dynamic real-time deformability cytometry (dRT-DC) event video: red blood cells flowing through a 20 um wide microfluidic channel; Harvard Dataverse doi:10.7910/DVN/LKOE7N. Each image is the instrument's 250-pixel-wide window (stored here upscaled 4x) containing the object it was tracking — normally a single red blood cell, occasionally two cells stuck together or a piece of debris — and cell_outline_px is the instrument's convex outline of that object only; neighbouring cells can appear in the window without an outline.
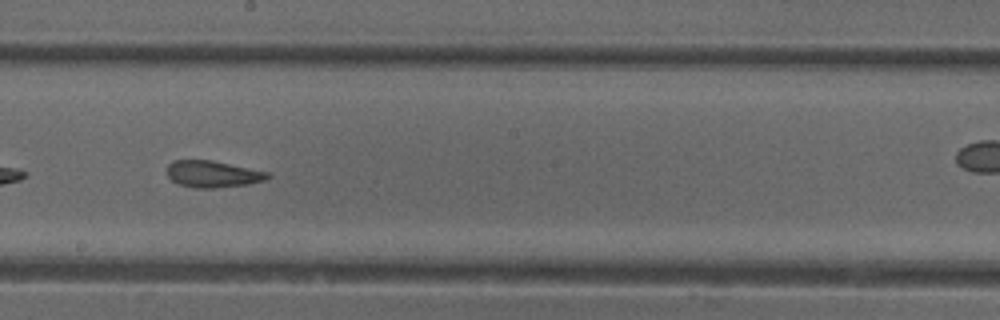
{"species": "common noctule bat (a hibernating species)", "species_latin": "Nyctalus noctula", "temperature_condition": "cold", "stored_images_in_passage": 35, "camera_frame_rate_fps": 3000, "um_per_image_px": 0.085, "animal": {"sex": "female"}, "frame": {"image": 1, "passage_image": 16, "time_ms": 5.0, "image_size_px": [1000, 320], "cell_outline_px": [[272, 176], [264, 180], [248, 184], [216, 188], [196, 188], [180, 184], [172, 180], [168, 176], [168, 164], [172, 160], [212, 160], [268, 172]], "centroid_in_image_um": [18.09, 14.79], "position_along_channel_um": 230.1, "area_um2": 15.55}}
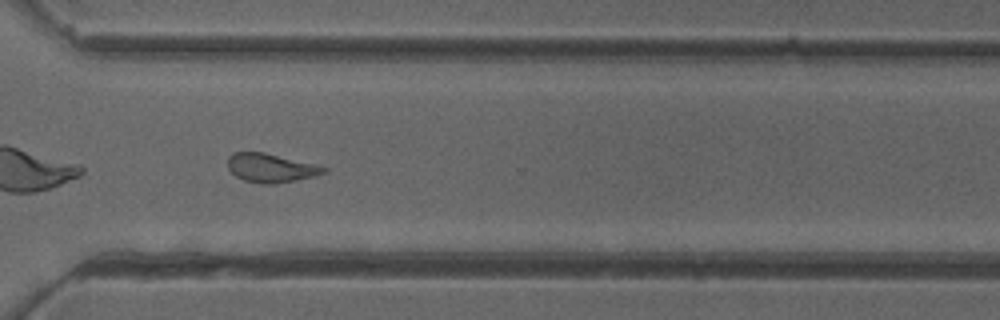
{"frame": {"image": 2, "passage_image": 25, "time_ms": 8.0, "image_size_px": [1000, 320], "cell_outline_px": [[328, 172], [316, 176], [276, 184], [260, 184], [244, 180], [236, 176], [228, 168], [228, 156], [232, 152], [264, 152], [328, 168]], "centroid_in_image_um": [23.01, 14.28], "position_along_channel_um": 347.6, "area_um2": 16.07}, "authors_computed_cell_mechanics": {"area_um2": 16.0684, "velocity_mm_per_s": 3.9249, "shape_relaxation_time_tau1_ms": null, "shape_relaxation_time_tau2_ms": 2.3275, "deformation_change_tau1": null, "deformation_change_tau2": 0.0909}}